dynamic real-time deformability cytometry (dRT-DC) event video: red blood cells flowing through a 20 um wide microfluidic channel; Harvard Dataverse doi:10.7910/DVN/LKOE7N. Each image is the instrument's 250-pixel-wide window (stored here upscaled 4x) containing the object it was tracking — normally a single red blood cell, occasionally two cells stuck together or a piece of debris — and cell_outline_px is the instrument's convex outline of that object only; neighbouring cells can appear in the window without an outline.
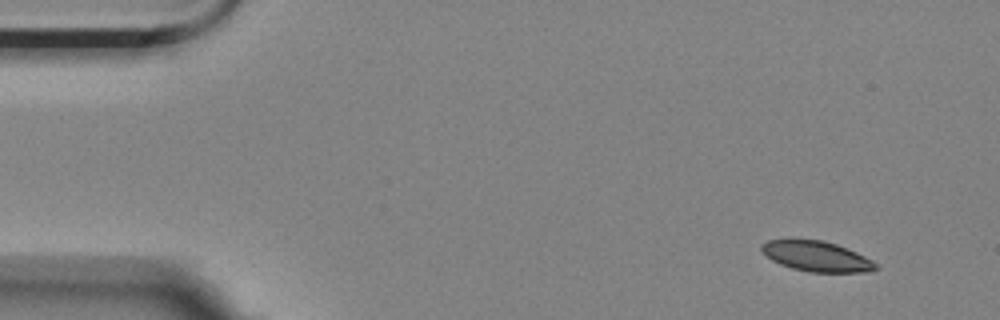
{"species": "Egyptian fruit bat (a non-hibernating species)", "species_latin": "Rousettus aegyptiacus", "temperature_condition": "room temperature", "stored_images_in_passage": 5, "camera_frame_rate_fps": 3000, "um_per_image_px": 0.085, "animal": {"sex": "female"}, "frame": {"image": 1, "passage_image": 1, "time_ms": 0.0, "image_size_px": [1000, 320], "cell_outline_px": [[880, 268], [868, 272], [808, 272], [792, 268], [780, 264], [772, 260], [760, 248], [760, 244], [768, 240], [792, 236], [824, 240], [836, 244], [856, 252], [872, 260]], "centroid_in_image_um": [69.36, 21.74], "position_along_channel_um": 15.6, "area_um2": 20.81}}
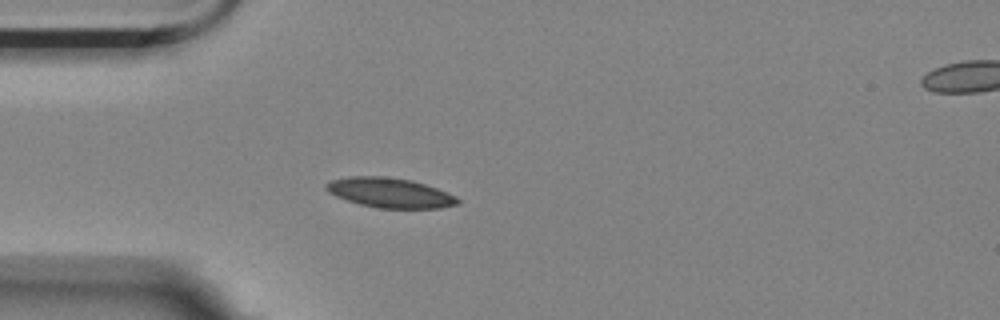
{"frame": {"image": 2, "passage_image": 4, "time_ms": 1.0, "image_size_px": [1000, 320], "cell_outline_px": [[460, 204], [440, 208], [376, 208], [360, 204], [336, 196], [328, 192], [324, 188], [324, 184], [332, 180], [348, 176], [384, 176], [412, 180], [436, 188], [456, 196], [460, 200]], "centroid_in_image_um": [33.13, 16.38], "position_along_channel_um": 51.9, "area_um2": 22.89}}